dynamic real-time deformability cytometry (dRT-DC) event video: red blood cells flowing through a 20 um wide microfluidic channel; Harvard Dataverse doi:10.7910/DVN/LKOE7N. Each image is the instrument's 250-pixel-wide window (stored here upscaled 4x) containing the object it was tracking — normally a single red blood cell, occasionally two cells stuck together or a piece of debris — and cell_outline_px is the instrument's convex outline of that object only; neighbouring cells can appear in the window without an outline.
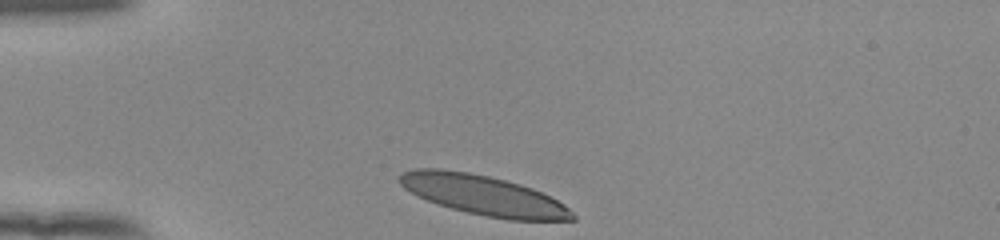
{"species": "human", "species_latin": "Homo sapiens", "temperature_condition": "room temperature", "stored_images_in_passage": 31, "camera_frame_rate_fps": 3000, "um_per_image_px": 0.085, "donor": {"sex": "female"}, "frame": {"image": 1, "passage_image": 1, "time_ms": 0.0, "image_size_px": [1000, 240], "cell_outline_px": [[576, 220], [508, 220], [484, 216], [452, 208], [428, 200], [404, 188], [400, 184], [400, 176], [404, 172], [416, 168], [440, 168], [468, 172], [488, 176], [520, 184], [532, 188], [564, 204], [576, 216]], "centroid_in_image_um": [41.12, 16.59], "position_along_channel_um": 43.9, "area_um2": 39.59}}
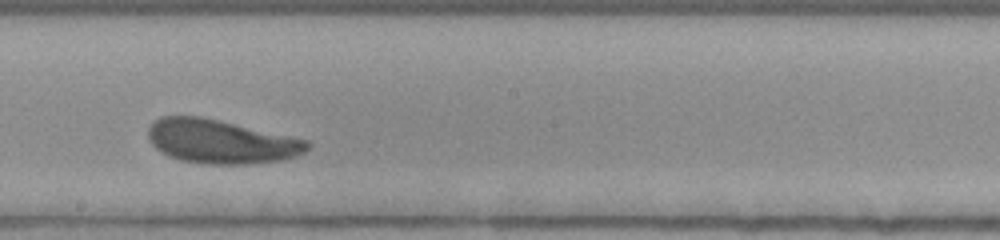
{"frame": {"image": 2, "passage_image": 18, "time_ms": 5.667, "image_size_px": [1000, 240], "cell_outline_px": [[312, 144], [304, 152], [296, 156], [284, 160], [244, 164], [208, 164], [180, 160], [168, 156], [160, 152], [152, 144], [148, 136], [148, 128], [152, 120], [160, 116], [200, 116], [308, 140]], "centroid_in_image_um": [18.74, 12.03], "position_along_channel_um": 229.5, "area_um2": 40.69}}
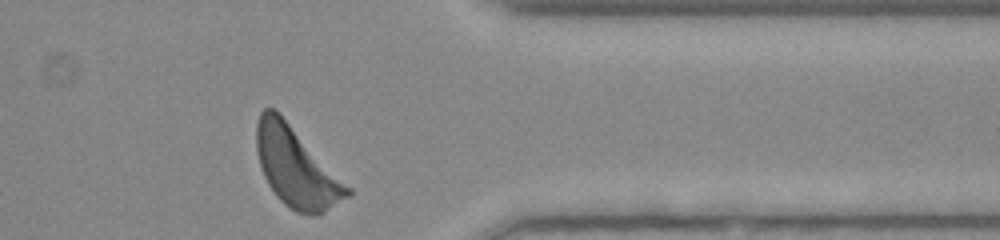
{"frame": {"image": 3, "passage_image": 31, "time_ms": 10.0, "image_size_px": [1000, 240], "cell_outline_px": [[352, 192], [348, 196], [324, 212], [312, 216], [296, 212], [284, 204], [276, 196], [268, 184], [264, 176], [256, 152], [256, 124], [260, 112], [264, 108], [272, 108], [352, 188]], "centroid_in_image_um": [25.17, 14.27], "position_along_channel_um": 386.2, "area_um2": 41.15}, "authors_computed_cell_mechanics": {"area_um2": 40.5756, "velocity_mm_per_s": 3.846, "shape_relaxation_time_tau1_ms": 2.003, "shape_relaxation_time_tau2_ms": 1.5549, "deformation_change_tau1": 0.1307, "deformation_change_tau2": 0.1047}}